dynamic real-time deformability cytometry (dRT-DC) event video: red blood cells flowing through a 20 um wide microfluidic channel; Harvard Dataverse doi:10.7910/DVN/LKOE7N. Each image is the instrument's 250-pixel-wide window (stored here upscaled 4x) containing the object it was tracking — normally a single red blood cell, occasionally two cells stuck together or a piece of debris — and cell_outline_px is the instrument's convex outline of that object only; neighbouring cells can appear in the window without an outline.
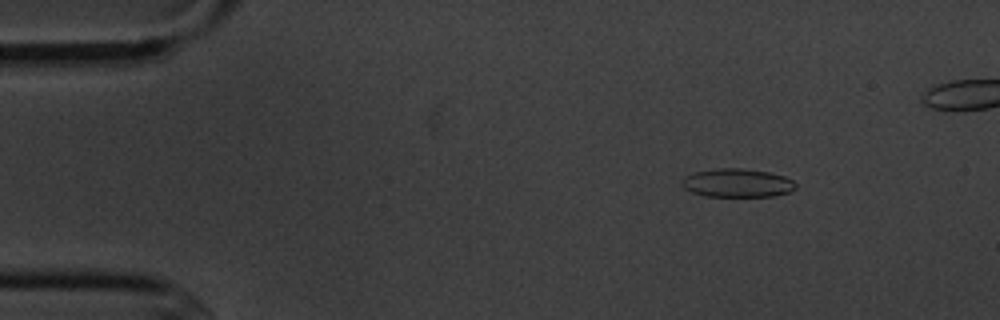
{"species": "common noctule bat (a hibernating species)", "species_latin": "Nyctalus noctula", "temperature_condition": "cold", "stored_images_in_passage": 6, "camera_frame_rate_fps": 3000, "um_per_image_px": 0.085, "animal": {"sex": "male", "body_mass_g": 20.1, "forearm_length_mm": 53.5}, "frame": {"image": 1, "passage_image": 3, "time_ms": 2.333, "image_size_px": [1000, 320], "cell_outline_px": [[796, 188], [792, 192], [772, 196], [704, 196], [692, 192], [684, 188], [680, 184], [680, 180], [684, 176], [696, 172], [720, 168], [744, 168], [768, 172], [784, 176], [792, 180], [796, 184]], "centroid_in_image_um": [62.66, 15.55], "position_along_channel_um": 22.3, "area_um2": 19.02}}